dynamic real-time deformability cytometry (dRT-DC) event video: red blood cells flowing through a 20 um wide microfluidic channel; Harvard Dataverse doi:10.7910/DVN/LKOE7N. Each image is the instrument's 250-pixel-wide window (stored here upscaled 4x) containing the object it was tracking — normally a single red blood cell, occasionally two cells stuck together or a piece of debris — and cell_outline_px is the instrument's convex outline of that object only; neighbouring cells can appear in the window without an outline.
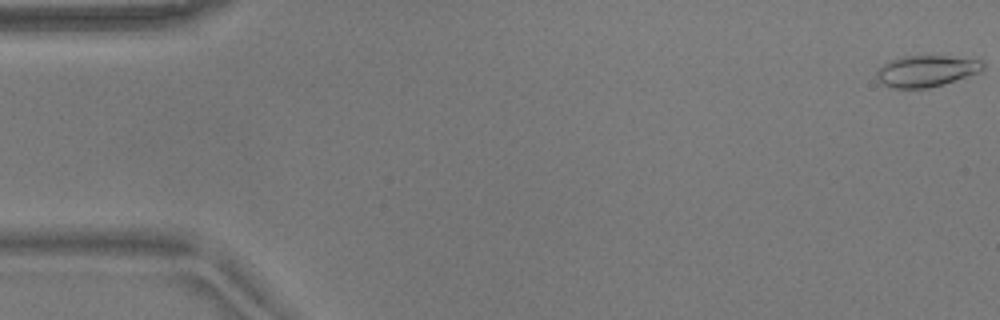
{"species": "common noctule bat (a hibernating species)", "species_latin": "Nyctalus noctula", "temperature_condition": "warm", "stored_images_in_passage": 55, "camera_frame_rate_fps": 3000, "um_per_image_px": 0.085, "animal": {"sex": "male", "body_mass_g": 17.9}, "frame": {"image": 1, "passage_image": 1, "time_ms": 0.0, "image_size_px": [1000, 320], "cell_outline_px": [[984, 68], [980, 72], [944, 84], [928, 88], [892, 88], [884, 84], [876, 76], [876, 72], [884, 64], [892, 60], [904, 56], [948, 56], [984, 60]], "centroid_in_image_um": [78.79, 6.03], "position_along_channel_um": 6.2, "area_um2": 19.31}}
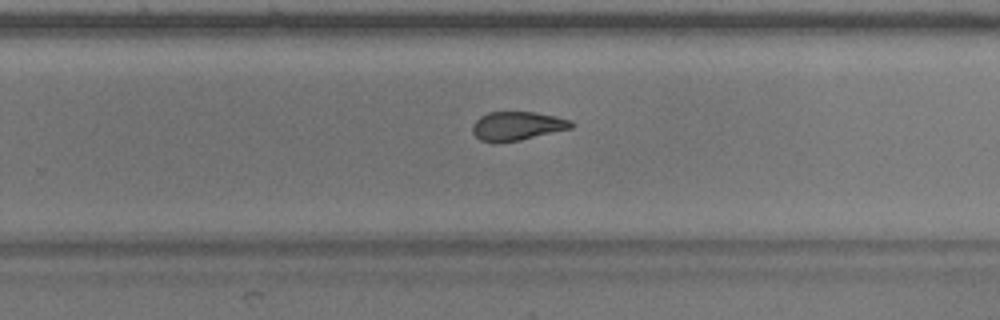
{"frame": {"image": 2, "passage_image": 35, "time_ms": 11.333, "image_size_px": [1000, 320], "cell_outline_px": [[576, 124], [572, 128], [520, 140], [496, 144], [480, 140], [472, 132], [472, 124], [480, 116], [488, 112], [532, 112], [556, 116], [572, 120]], "centroid_in_image_um": [43.95, 10.72], "position_along_channel_um": 285.8, "area_um2": 16.82}}
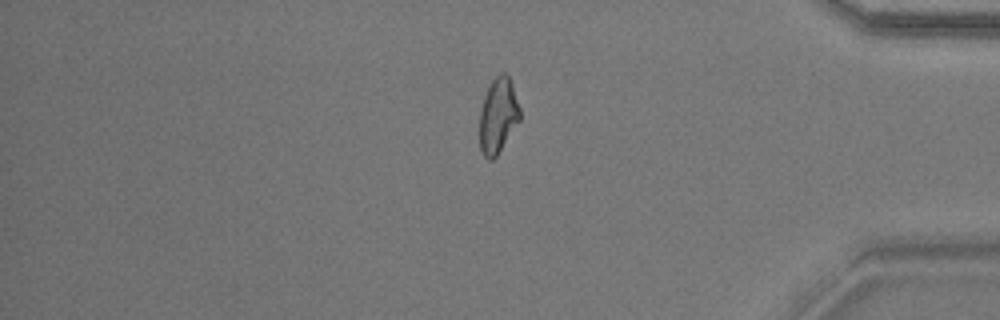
{"frame": {"image": 3, "passage_image": 46, "time_ms": 15.0, "image_size_px": [1000, 320], "cell_outline_px": [[520, 120], [496, 156], [492, 160], [488, 160], [484, 156], [480, 148], [480, 112], [484, 96], [492, 80], [500, 72], [504, 72], [508, 76], [512, 84], [520, 108]], "centroid_in_image_um": [42.34, 9.82], "position_along_channel_um": 392.9, "area_um2": 17.51}, "authors_computed_cell_mechanics": {"area_um2": 18.0336, "velocity_mm_per_s": 3.6963, "shape_relaxation_time_tau1_ms": null, "shape_relaxation_time_tau2_ms": 2.4344, "deformation_change_tau1": null, "deformation_change_tau2": 0.101}}